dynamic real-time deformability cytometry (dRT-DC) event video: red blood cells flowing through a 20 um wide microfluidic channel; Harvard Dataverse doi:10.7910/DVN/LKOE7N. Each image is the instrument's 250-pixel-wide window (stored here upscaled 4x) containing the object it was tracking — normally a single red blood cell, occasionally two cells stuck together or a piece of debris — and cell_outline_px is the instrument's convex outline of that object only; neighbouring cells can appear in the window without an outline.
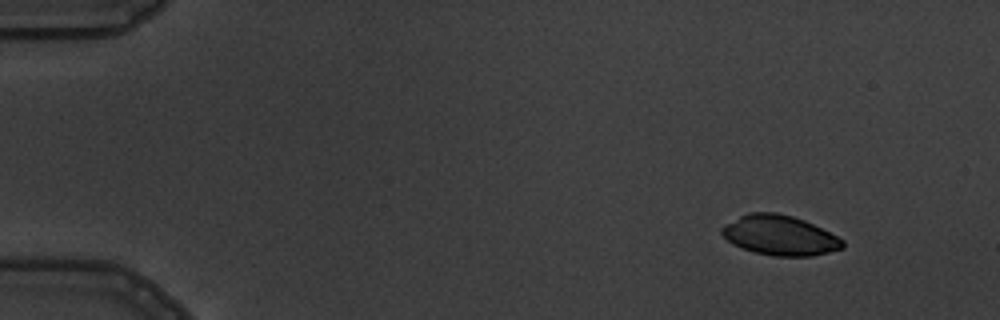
{"species": "common noctule bat (a hibernating species)", "species_latin": "Nyctalus noctula", "temperature_condition": "warm", "stored_images_in_passage": 4, "camera_frame_rate_fps": 3000, "um_per_image_px": 0.085, "animal": {"sex": "male", "body_mass_g": 19.5, "forearm_length_mm": 54.6}, "frame": {"image": 1, "passage_image": 1, "time_ms": 0.0, "image_size_px": [1000, 320], "cell_outline_px": [[844, 248], [812, 256], [776, 256], [756, 252], [732, 244], [720, 232], [720, 228], [724, 224], [748, 212], [776, 212], [792, 216], [804, 220], [844, 240]], "centroid_in_image_um": [66.26, 19.99], "position_along_channel_um": 18.7, "area_um2": 27.86}}
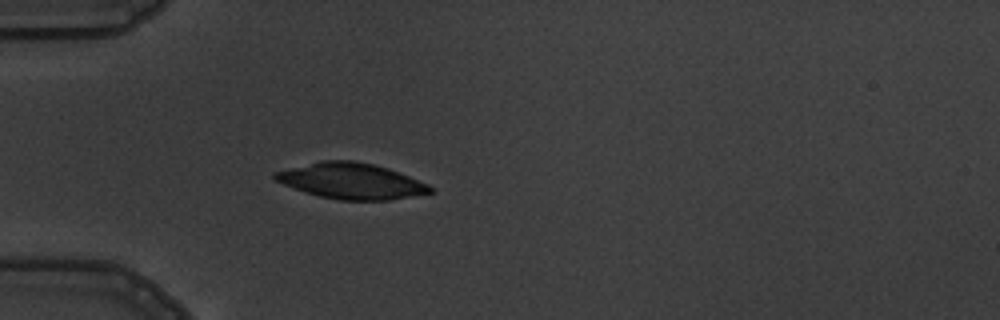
{"frame": {"image": 2, "passage_image": 4, "time_ms": 3.667, "image_size_px": [1000, 320], "cell_outline_px": [[436, 192], [388, 200], [340, 200], [320, 196], [284, 184], [276, 180], [272, 176], [272, 172], [320, 160], [352, 160], [372, 164], [388, 168], [428, 184]], "centroid_in_image_um": [29.86, 15.38], "position_along_channel_um": 55.1, "area_um2": 32.14}}